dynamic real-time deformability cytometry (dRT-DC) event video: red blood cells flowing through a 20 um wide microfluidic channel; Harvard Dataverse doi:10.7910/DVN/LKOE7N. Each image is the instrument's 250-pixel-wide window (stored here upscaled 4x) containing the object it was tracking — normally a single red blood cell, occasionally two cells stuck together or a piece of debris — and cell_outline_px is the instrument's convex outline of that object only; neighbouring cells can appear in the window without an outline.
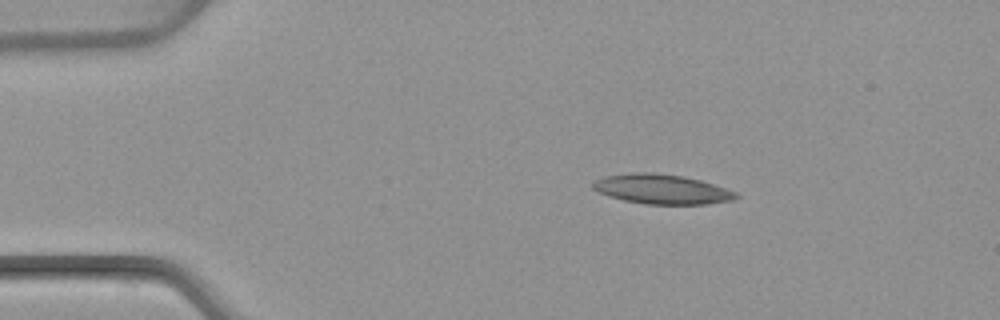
{"species": "common noctule bat (a hibernating species)", "species_latin": "Nyctalus noctula", "temperature_condition": "warm", "stored_images_in_passage": 5, "camera_frame_rate_fps": 3000, "um_per_image_px": 0.085, "animal": {"sex": "female", "body_mass_g": 22.7, "forearm_length_mm": 54.2}, "frame": {"image": 1, "passage_image": 2, "time_ms": 1.0, "image_size_px": [1000, 320], "cell_outline_px": [[740, 196], [732, 200], [708, 204], [648, 204], [624, 200], [608, 196], [592, 188], [592, 180], [604, 176], [632, 172], [656, 172], [684, 176], [700, 180], [736, 192]], "centroid_in_image_um": [56.22, 16.06], "position_along_channel_um": 28.8, "area_um2": 24.8}}
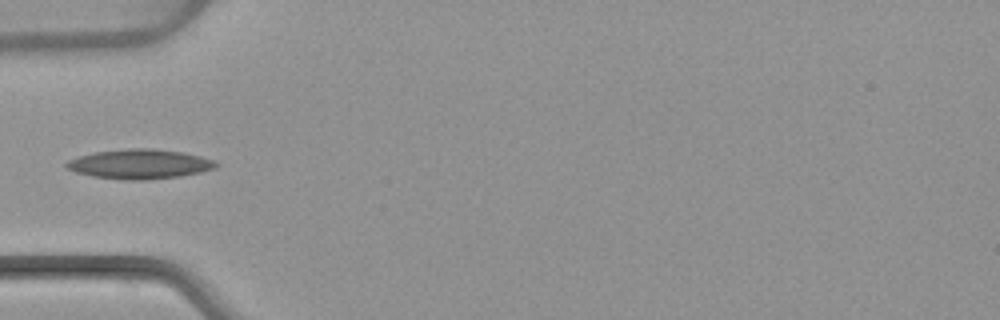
{"frame": {"image": 2, "passage_image": 4, "time_ms": 3.667, "image_size_px": [1000, 320], "cell_outline_px": [[220, 164], [216, 168], [200, 172], [180, 176], [144, 180], [128, 180], [92, 176], [76, 172], [68, 168], [64, 164], [68, 160], [80, 156], [96, 152], [132, 148], [152, 148], [184, 152], [200, 156], [212, 160]], "centroid_in_image_um": [11.9, 13.94], "position_along_channel_um": 73.1, "area_um2": 25.61}}
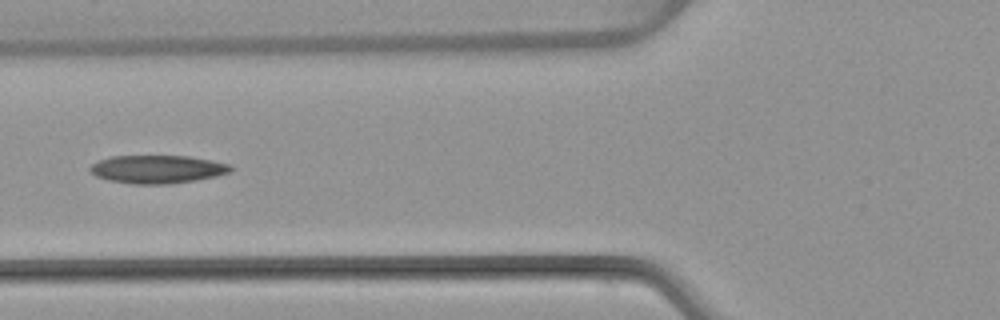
{"frame": {"image": 3, "passage_image": 5, "time_ms": 4.667, "image_size_px": [1000, 320], "cell_outline_px": [[232, 172], [216, 176], [196, 180], [172, 184], [132, 184], [108, 180], [96, 176], [88, 168], [96, 160], [112, 156], [188, 156], [212, 160], [232, 164]], "centroid_in_image_um": [13.39, 14.38], "position_along_channel_um": 112.4, "area_um2": 23.29}}